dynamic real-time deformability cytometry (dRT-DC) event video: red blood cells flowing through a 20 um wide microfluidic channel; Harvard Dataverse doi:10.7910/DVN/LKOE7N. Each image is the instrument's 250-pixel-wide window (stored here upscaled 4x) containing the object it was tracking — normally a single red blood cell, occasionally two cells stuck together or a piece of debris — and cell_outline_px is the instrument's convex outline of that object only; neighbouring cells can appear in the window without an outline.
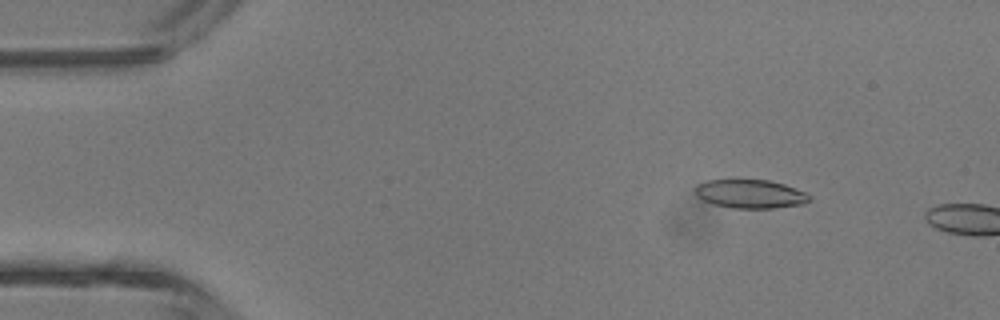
{"species": "common noctule bat (a hibernating species)", "species_latin": "Nyctalus noctula", "temperature_condition": "room temperature", "stored_images_in_passage": 3, "camera_frame_rate_fps": 3000, "um_per_image_px": 0.085, "animal": {"sex": "male", "body_mass_g": 13.3}, "frame": {"image": 1, "passage_image": 2, "time_ms": 1.0, "image_size_px": [1000, 320], "cell_outline_px": [[812, 200], [804, 204], [772, 208], [732, 208], [712, 204], [696, 196], [696, 184], [708, 180], [736, 176], [768, 180], [784, 184], [804, 192], [812, 196]], "centroid_in_image_um": [63.74, 16.43], "position_along_channel_um": 21.3, "area_um2": 19.94}}